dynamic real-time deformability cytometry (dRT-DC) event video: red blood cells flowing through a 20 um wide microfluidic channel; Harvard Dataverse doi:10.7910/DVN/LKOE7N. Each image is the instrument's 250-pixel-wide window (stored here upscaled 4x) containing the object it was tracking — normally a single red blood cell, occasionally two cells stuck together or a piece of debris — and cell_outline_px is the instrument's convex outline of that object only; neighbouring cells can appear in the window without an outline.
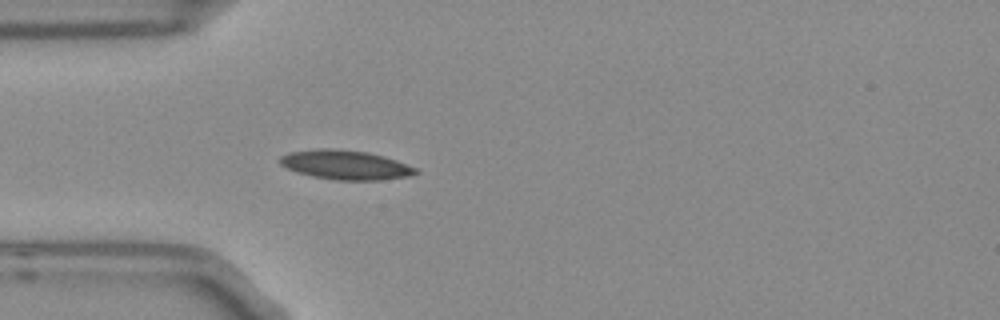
{"species": "Egyptian fruit bat (a non-hibernating species)", "species_latin": "Rousettus aegyptiacus", "temperature_condition": "room temperature", "stored_images_in_passage": 4, "camera_frame_rate_fps": 3000, "um_per_image_px": 0.085, "frame": {"image": 1, "passage_image": 4, "time_ms": 1.0, "image_size_px": [1000, 320], "cell_outline_px": [[420, 172], [408, 176], [380, 180], [336, 180], [312, 176], [296, 172], [280, 164], [280, 156], [292, 152], [316, 148], [332, 148], [368, 152], [384, 156], [396, 160], [416, 168]], "centroid_in_image_um": [29.37, 14.01], "position_along_channel_um": 55.6, "area_um2": 23.12}}